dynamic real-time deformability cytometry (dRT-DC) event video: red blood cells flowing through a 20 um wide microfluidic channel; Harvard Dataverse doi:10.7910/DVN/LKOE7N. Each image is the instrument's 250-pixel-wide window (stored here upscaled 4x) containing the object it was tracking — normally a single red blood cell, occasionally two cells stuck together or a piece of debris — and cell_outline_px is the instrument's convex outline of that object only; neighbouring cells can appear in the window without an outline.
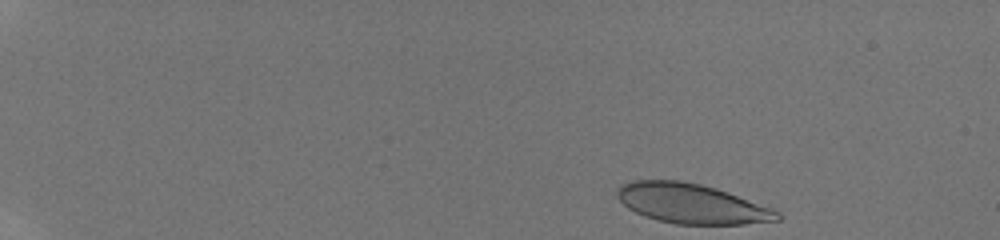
{"species": "human", "species_latin": "Homo sapiens", "temperature_condition": "room temperature", "stored_images_in_passage": 9, "camera_frame_rate_fps": 3000, "um_per_image_px": 0.085, "donor": {"sex": "male"}, "frame": {"image": 1, "passage_image": 1, "time_ms": 0.0, "image_size_px": [1000, 240], "cell_outline_px": [[784, 216], [780, 220], [744, 224], [676, 224], [644, 216], [628, 208], [616, 196], [616, 188], [620, 184], [632, 180], [680, 180], [700, 184], [716, 188], [772, 208], [780, 212]], "centroid_in_image_um": [58.78, 17.3], "position_along_channel_um": 26.2, "area_um2": 37.17}}
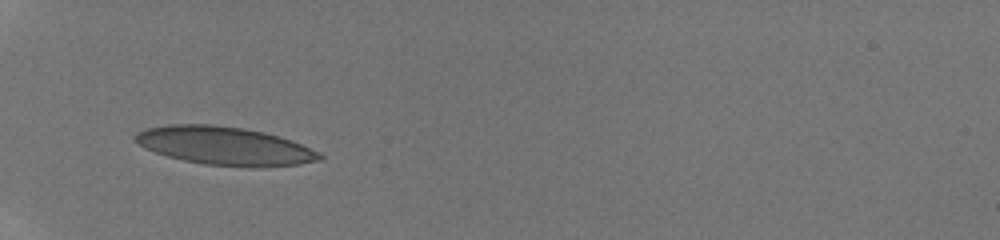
{"frame": {"image": 2, "passage_image": 8, "time_ms": 2.333, "image_size_px": [1000, 240], "cell_outline_px": [[324, 160], [300, 164], [260, 168], [204, 164], [184, 160], [168, 156], [156, 152], [132, 140], [132, 136], [136, 132], [144, 128], [168, 124], [212, 124], [244, 128], [264, 132], [280, 136], [292, 140], [320, 152], [324, 156]], "centroid_in_image_um": [19.13, 12.4], "position_along_channel_um": 65.9, "area_um2": 41.56}}